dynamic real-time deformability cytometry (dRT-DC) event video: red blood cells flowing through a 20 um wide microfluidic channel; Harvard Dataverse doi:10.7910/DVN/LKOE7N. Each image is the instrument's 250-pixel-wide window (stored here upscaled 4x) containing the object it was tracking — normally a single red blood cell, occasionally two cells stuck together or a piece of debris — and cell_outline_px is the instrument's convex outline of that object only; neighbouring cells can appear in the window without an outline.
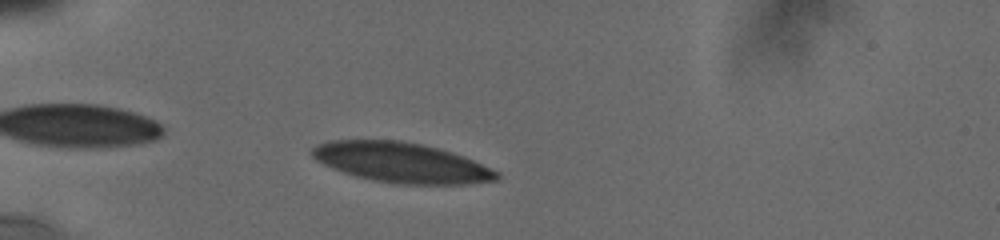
{"species": "human", "species_latin": "Homo sapiens", "temperature_condition": "cold", "stored_images_in_passage": 13, "camera_frame_rate_fps": 3000, "um_per_image_px": 0.085, "donor": {"sex": "male"}, "frame": {"image": 1, "passage_image": 3, "time_ms": 1.0, "image_size_px": [1000, 240], "cell_outline_px": [[500, 180], [464, 184], [396, 184], [372, 180], [356, 176], [332, 168], [316, 160], [312, 156], [312, 148], [316, 144], [328, 140], [400, 140], [420, 144], [452, 152], [464, 156], [500, 172]], "centroid_in_image_um": [34.13, 13.82], "position_along_channel_um": 50.9, "area_um2": 43.12}}
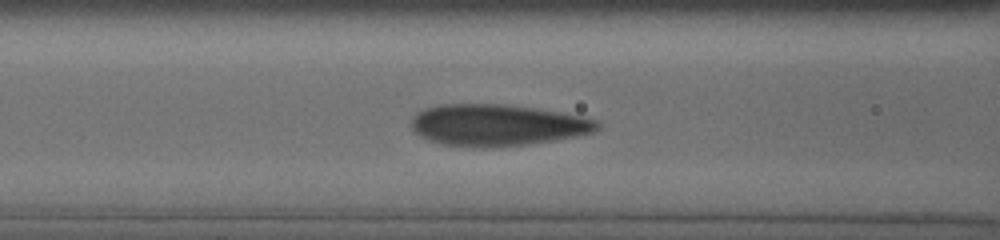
{"frame": {"image": 2, "passage_image": 10, "time_ms": 3.667, "image_size_px": [1000, 240], "cell_outline_px": [[600, 128], [592, 132], [552, 140], [528, 144], [484, 148], [440, 144], [428, 140], [412, 132], [412, 116], [416, 112], [440, 104], [500, 104], [532, 108], [580, 116], [596, 120], [600, 124]], "centroid_in_image_um": [42.18, 10.64], "position_along_channel_um": 124.4, "area_um2": 44.68}}
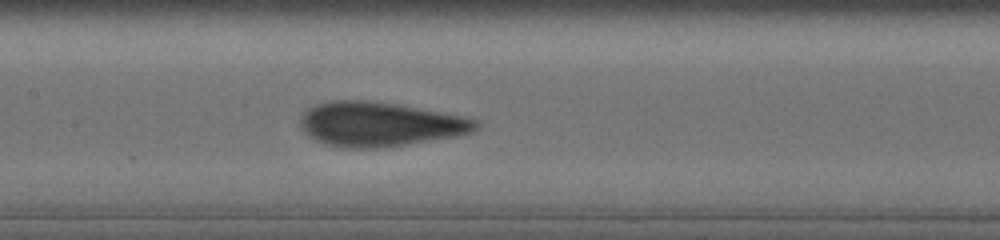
{"frame": {"image": 3, "passage_image": 13, "time_ms": 5.0, "image_size_px": [1000, 240], "cell_outline_px": [[480, 128], [472, 132], [460, 136], [408, 144], [380, 148], [344, 148], [324, 144], [308, 136], [304, 132], [300, 124], [300, 120], [304, 112], [308, 108], [316, 104], [332, 100], [364, 100], [396, 104], [460, 116], [476, 120], [480, 124]], "centroid_in_image_um": [32.26, 10.57], "position_along_channel_um": 175.1, "area_um2": 45.43}}